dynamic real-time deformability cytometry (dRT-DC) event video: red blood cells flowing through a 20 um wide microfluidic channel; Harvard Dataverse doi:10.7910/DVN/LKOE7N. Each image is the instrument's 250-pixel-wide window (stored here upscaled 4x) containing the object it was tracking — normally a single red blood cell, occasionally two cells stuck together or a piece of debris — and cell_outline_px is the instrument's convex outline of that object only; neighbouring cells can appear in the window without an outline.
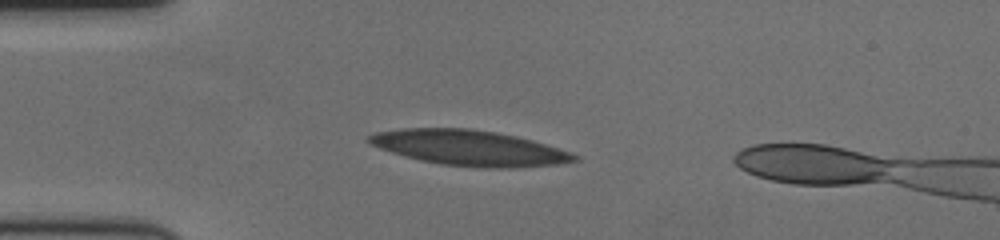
{"species": "human", "species_latin": "Homo sapiens", "temperature_condition": "cold", "stored_images_in_passage": 46, "camera_frame_rate_fps": 3000, "um_per_image_px": 0.085, "donor": {"sex": "female"}, "frame": {"image": 1, "passage_image": 1, "time_ms": 0.0, "image_size_px": [1000, 240], "cell_outline_px": [[580, 160], [556, 164], [508, 168], [488, 168], [440, 164], [420, 160], [404, 156], [380, 148], [364, 140], [368, 136], [376, 132], [400, 128], [472, 128], [496, 132], [516, 136], [532, 140], [572, 152], [580, 156]], "centroid_in_image_um": [39.9, 12.56], "position_along_channel_um": 45.1, "area_um2": 42.37}}
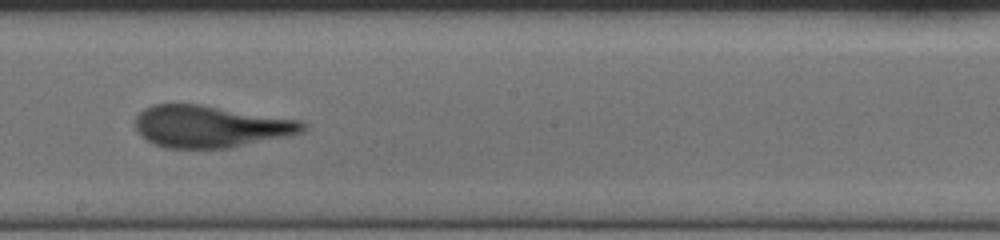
{"frame": {"image": 2, "passage_image": 19, "time_ms": 6.0, "image_size_px": [1000, 240], "cell_outline_px": [[308, 128], [300, 132], [284, 136], [228, 148], [164, 148], [140, 136], [136, 132], [136, 116], [144, 108], [152, 104], [200, 104], [300, 120], [308, 124]], "centroid_in_image_um": [17.85, 10.74], "position_along_channel_um": 230.4, "area_um2": 40.75}}
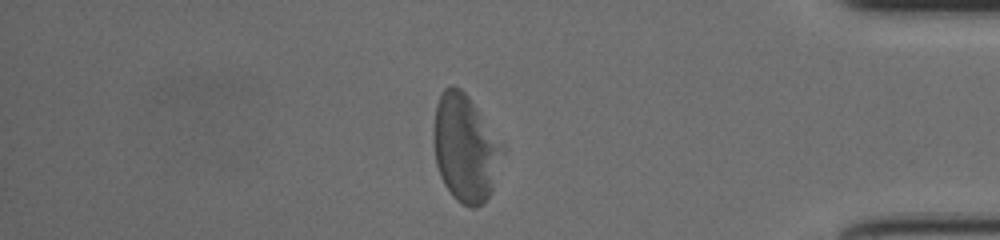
{"frame": {"image": 3, "passage_image": 36, "time_ms": 11.667, "image_size_px": [1000, 240], "cell_outline_px": [[504, 148], [492, 192], [476, 208], [468, 208], [460, 204], [452, 196], [444, 184], [440, 176], [436, 164], [432, 140], [432, 136], [436, 104], [444, 88], [448, 84], [452, 84], [460, 88], [468, 96]], "centroid_in_image_um": [39.5, 12.61], "position_along_channel_um": 395.7, "area_um2": 42.89}, "authors_computed_cell_mechanics": {"area_um2": 41.0091, "velocity_mm_per_s": 3.4543, "shape_relaxation_time_tau1_ms": 6.0576, "shape_relaxation_time_tau2_ms": 1.7202, "deformation_change_tau1": 0.1989, "deformation_change_tau2": 0.1037}}